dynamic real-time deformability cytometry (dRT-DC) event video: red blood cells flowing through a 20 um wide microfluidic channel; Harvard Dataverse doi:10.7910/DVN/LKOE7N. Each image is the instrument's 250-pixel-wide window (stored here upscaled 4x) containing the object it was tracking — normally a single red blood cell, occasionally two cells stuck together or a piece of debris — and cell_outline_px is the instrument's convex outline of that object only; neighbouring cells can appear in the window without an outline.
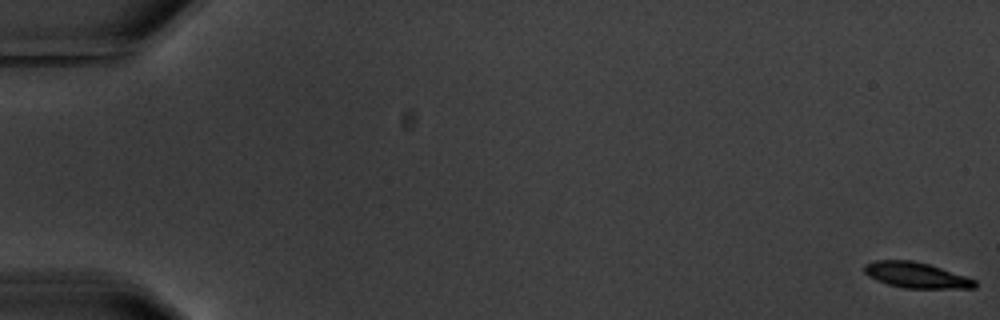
{"species": "common noctule bat (a hibernating species)", "species_latin": "Nyctalus noctula", "temperature_condition": "warm", "stored_images_in_passage": 6, "camera_frame_rate_fps": 3000, "um_per_image_px": 0.085, "animal": {"sex": "male", "body_mass_g": 20.1, "forearm_length_mm": 53.5}, "frame": {"image": 1, "passage_image": 1, "time_ms": 0.0, "image_size_px": [1000, 320], "cell_outline_px": [[976, 288], [904, 288], [888, 284], [876, 280], [868, 276], [864, 272], [864, 264], [876, 260], [912, 260], [928, 264], [976, 280]], "centroid_in_image_um": [77.83, 23.38], "position_along_channel_um": 7.2, "area_um2": 16.36}}
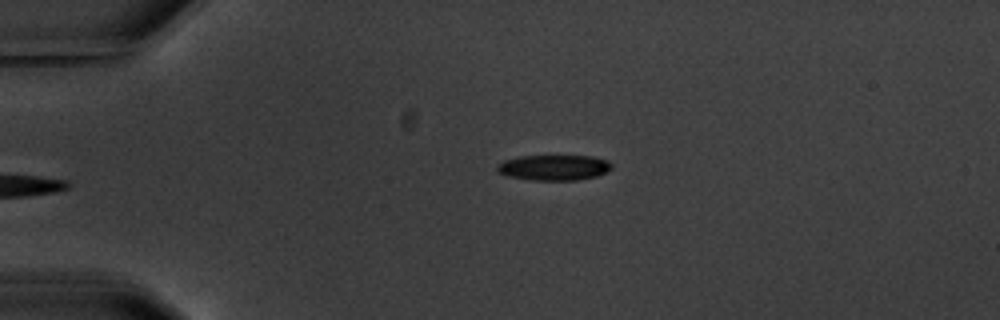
{"frame": {"image": 2, "passage_image": 6, "time_ms": 7.0, "image_size_px": [1000, 320], "cell_outline_px": [[612, 168], [596, 176], [576, 180], [532, 180], [508, 176], [496, 172], [496, 168], [504, 160], [520, 156], [592, 156], [608, 160], [612, 164]], "centroid_in_image_um": [47.08, 14.24], "position_along_channel_um": 37.9, "area_um2": 16.94}}